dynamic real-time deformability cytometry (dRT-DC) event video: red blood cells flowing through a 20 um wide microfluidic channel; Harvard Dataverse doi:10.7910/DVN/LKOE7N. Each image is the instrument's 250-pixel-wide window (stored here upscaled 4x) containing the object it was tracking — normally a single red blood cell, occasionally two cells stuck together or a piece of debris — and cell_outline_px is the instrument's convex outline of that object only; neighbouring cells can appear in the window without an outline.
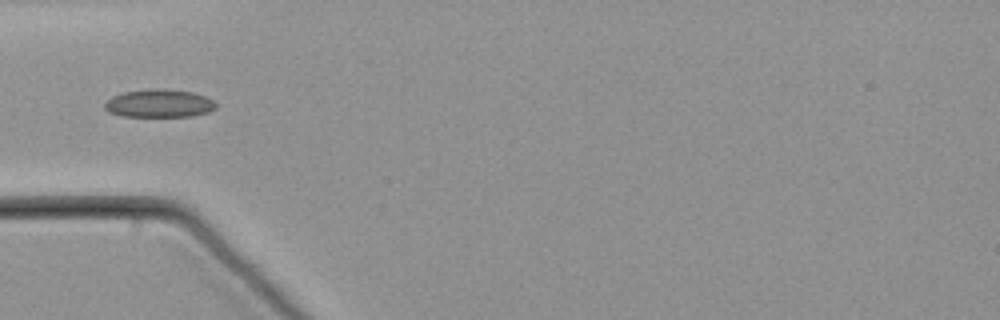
{"species": "common noctule bat (a hibernating species)", "species_latin": "Nyctalus noctula", "temperature_condition": "warm", "stored_images_in_passage": 7, "camera_frame_rate_fps": 3000, "um_per_image_px": 0.085, "animal": {"sex": "male", "body_mass_g": 21.5, "forearm_length_mm": 52.0}, "frame": {"image": 1, "passage_image": 1, "time_ms": 0.0, "image_size_px": [1000, 320], "cell_outline_px": [[216, 108], [208, 112], [192, 116], [124, 116], [108, 112], [104, 108], [104, 104], [112, 96], [124, 92], [156, 88], [192, 92], [204, 96], [212, 100], [216, 104]], "centroid_in_image_um": [13.52, 8.79], "position_along_channel_um": 71.5, "area_um2": 17.98}}
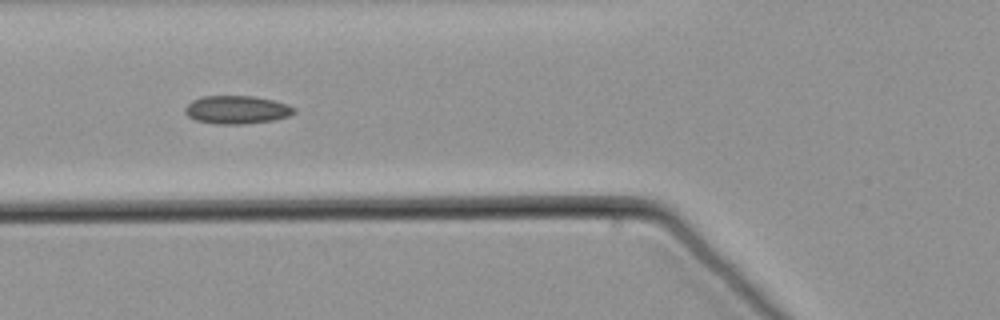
{"frame": {"image": 2, "passage_image": 4, "time_ms": 1.0, "image_size_px": [1000, 320], "cell_outline_px": [[296, 112], [288, 116], [276, 120], [244, 124], [216, 124], [196, 120], [188, 116], [184, 112], [184, 108], [192, 100], [204, 96], [252, 96], [272, 100], [288, 104], [296, 108]], "centroid_in_image_um": [20.14, 9.33], "position_along_channel_um": 105.7, "area_um2": 17.98}}